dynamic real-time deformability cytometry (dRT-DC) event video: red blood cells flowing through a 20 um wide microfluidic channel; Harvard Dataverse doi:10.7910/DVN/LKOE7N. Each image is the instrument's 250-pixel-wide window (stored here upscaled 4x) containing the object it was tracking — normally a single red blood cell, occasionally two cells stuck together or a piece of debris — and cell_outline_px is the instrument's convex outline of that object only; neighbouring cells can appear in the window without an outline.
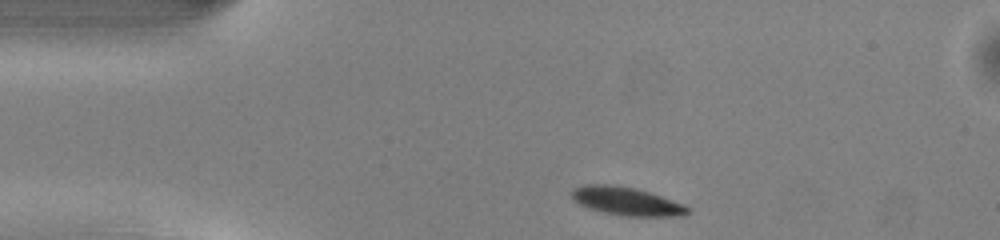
{"species": "common noctule bat (a hibernating species)", "species_latin": "Nyctalus noctula", "temperature_condition": "warm", "stored_images_in_passage": 42, "camera_frame_rate_fps": 3000, "um_per_image_px": 0.085, "animal": {"sex": "male", "body_mass_g": 13.0, "forearm_length_mm": 53.1}, "frame": {"image": 1, "passage_image": 1, "time_ms": 0.0, "image_size_px": [1000, 240], "cell_outline_px": [[692, 208], [684, 216], [624, 216], [604, 212], [588, 208], [580, 204], [572, 196], [572, 188], [584, 184], [608, 184], [636, 188], [684, 204]], "centroid_in_image_um": [53.27, 17.1], "position_along_channel_um": 31.7, "area_um2": 19.02}}
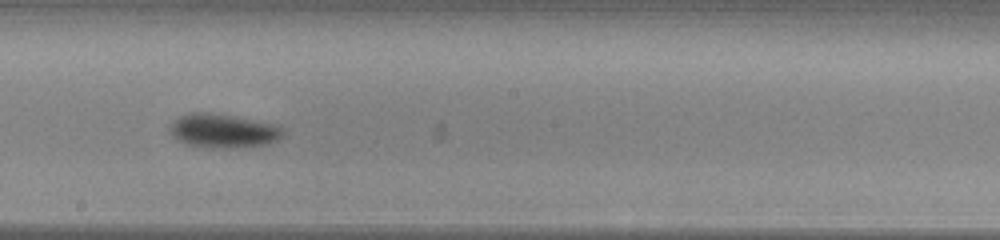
{"frame": {"image": 2, "passage_image": 19, "time_ms": 6.0, "image_size_px": [1000, 240], "cell_outline_px": [[284, 136], [276, 140], [264, 144], [188, 144], [172, 136], [168, 128], [180, 116], [192, 112], [208, 112], [232, 116], [272, 124], [280, 128], [284, 132]], "centroid_in_image_um": [18.93, 11.04], "position_along_channel_um": 229.3, "area_um2": 20.46}}
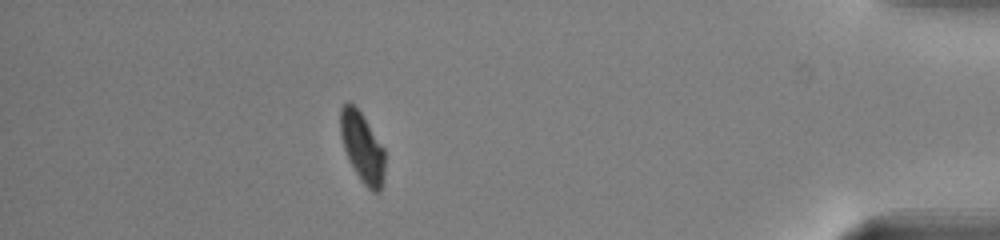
{"frame": {"image": 3, "passage_image": 36, "time_ms": 11.667, "image_size_px": [1000, 240], "cell_outline_px": [[384, 180], [380, 192], [372, 192], [364, 184], [356, 172], [344, 148], [340, 136], [340, 108], [348, 100], [364, 116], [384, 148]], "centroid_in_image_um": [30.8, 12.51], "position_along_channel_um": 404.4, "area_um2": 18.03}, "authors_computed_cell_mechanics": {"area_um2": 19.7098, "velocity_mm_per_s": 4.0403, "shape_relaxation_time_tau1_ms": 1.4542, "shape_relaxation_time_tau2_ms": null, "deformation_change_tau1": 0.102, "deformation_change_tau2": null}}